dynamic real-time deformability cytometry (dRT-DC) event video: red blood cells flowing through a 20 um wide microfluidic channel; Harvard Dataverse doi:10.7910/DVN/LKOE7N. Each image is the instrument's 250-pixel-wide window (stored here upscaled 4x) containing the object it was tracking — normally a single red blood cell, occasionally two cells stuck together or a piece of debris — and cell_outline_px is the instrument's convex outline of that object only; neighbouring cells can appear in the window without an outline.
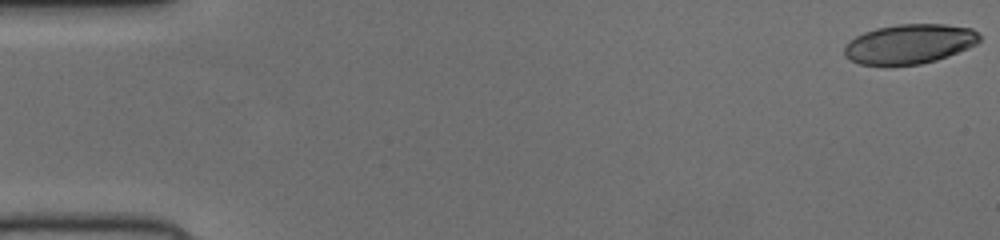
{"species": "human", "species_latin": "Homo sapiens", "temperature_condition": "cold", "stored_images_in_passage": 52, "camera_frame_rate_fps": 3000, "um_per_image_px": 0.085, "donor": {"sex": "female"}, "frame": {"image": 1, "passage_image": 1, "time_ms": 0.0, "image_size_px": [1000, 240], "cell_outline_px": [[980, 40], [976, 44], [968, 48], [948, 56], [936, 60], [920, 64], [884, 68], [860, 64], [844, 56], [844, 48], [848, 40], [864, 32], [876, 28], [896, 24], [944, 24], [972, 28], [980, 36]], "centroid_in_image_um": [77.25, 3.77], "position_along_channel_um": 7.7, "area_um2": 31.91}}
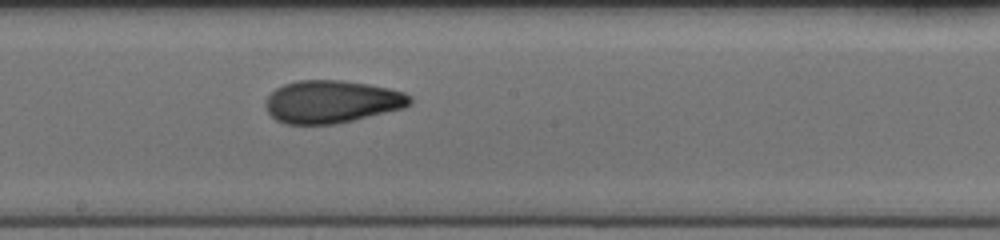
{"frame": {"image": 2, "passage_image": 29, "time_ms": 9.333, "image_size_px": [1000, 240], "cell_outline_px": [[412, 104], [404, 108], [352, 120], [332, 124], [284, 124], [276, 120], [268, 112], [264, 104], [268, 96], [276, 88], [284, 84], [296, 80], [344, 80], [368, 84], [388, 88], [404, 92], [412, 96]], "centroid_in_image_um": [28.2, 8.63], "position_along_channel_um": 220.0, "area_um2": 35.95}}
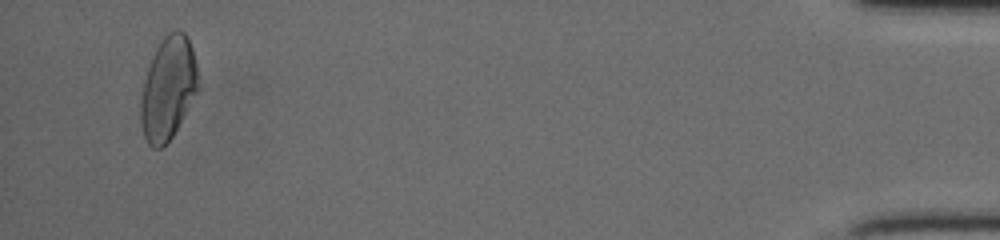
{"frame": {"image": 3, "passage_image": 50, "time_ms": 16.333, "image_size_px": [1000, 240], "cell_outline_px": [[200, 88], [172, 136], [160, 148], [152, 148], [148, 144], [144, 136], [140, 124], [140, 104], [144, 84], [148, 68], [152, 56], [160, 40], [168, 32], [176, 28], [180, 28], [188, 36], [192, 48], [196, 64]], "centroid_in_image_um": [14.3, 7.47], "position_along_channel_um": 420.9, "area_um2": 34.56}}